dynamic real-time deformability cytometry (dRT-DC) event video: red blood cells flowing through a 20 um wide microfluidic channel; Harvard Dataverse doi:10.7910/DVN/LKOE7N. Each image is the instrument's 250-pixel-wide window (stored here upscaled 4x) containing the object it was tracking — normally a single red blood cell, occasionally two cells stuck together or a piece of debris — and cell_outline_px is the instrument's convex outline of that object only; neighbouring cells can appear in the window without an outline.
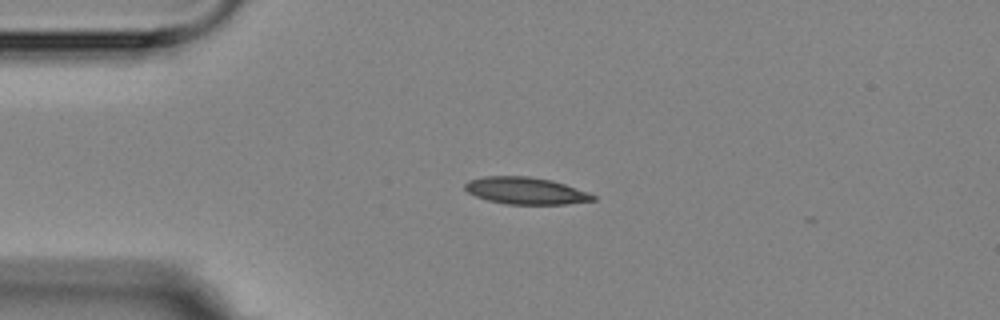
{"species": "Egyptian fruit bat (a non-hibernating species)", "species_latin": "Rousettus aegyptiacus", "temperature_condition": "room temperature", "stored_images_in_passage": 4, "camera_frame_rate_fps": 3000, "um_per_image_px": 0.085, "animal": {"sex": "female"}, "frame": {"image": 1, "passage_image": 3, "time_ms": 2.333, "image_size_px": [1000, 320], "cell_outline_px": [[596, 200], [568, 204], [504, 204], [488, 200], [476, 196], [468, 192], [464, 188], [464, 184], [468, 180], [484, 176], [528, 176], [552, 180], [588, 192], [596, 196]], "centroid_in_image_um": [44.68, 16.21], "position_along_channel_um": 40.3, "area_um2": 20.17}}